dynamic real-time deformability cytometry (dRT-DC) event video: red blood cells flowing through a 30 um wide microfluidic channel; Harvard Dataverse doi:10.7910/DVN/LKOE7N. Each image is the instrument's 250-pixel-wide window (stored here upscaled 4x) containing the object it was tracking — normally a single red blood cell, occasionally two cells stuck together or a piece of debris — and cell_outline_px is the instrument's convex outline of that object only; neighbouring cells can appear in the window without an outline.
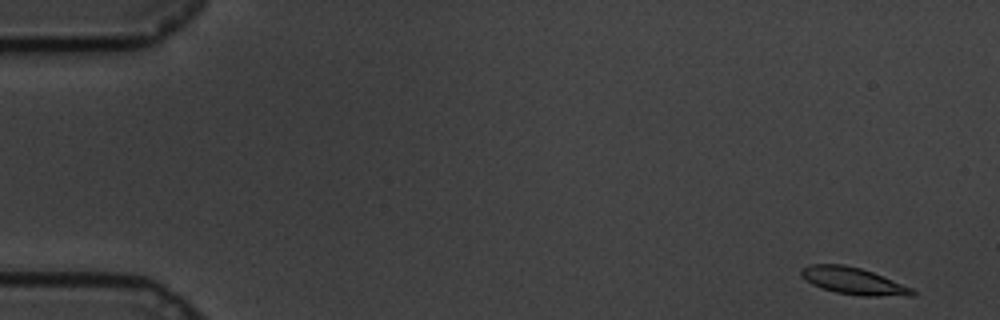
{"species": "common noctule bat (a hibernating species)", "species_latin": "Nyctalus noctula", "temperature_condition": "cold", "stored_images_in_passage": 58, "camera_frame_rate_fps": 3000, "um_per_image_px": 0.085, "animal": {"sex": "male", "body_mass_g": 19.5, "forearm_length_mm": 54.6}, "frame": {"image": 1, "passage_image": 1, "time_ms": 0.0, "image_size_px": [1000, 320], "cell_outline_px": [[916, 296], [860, 296], [836, 292], [820, 288], [812, 284], [800, 276], [800, 268], [812, 264], [844, 264], [860, 268], [872, 272], [912, 288], [916, 292]], "centroid_in_image_um": [72.51, 23.89], "position_along_channel_um": 12.5, "area_um2": 17.51}}
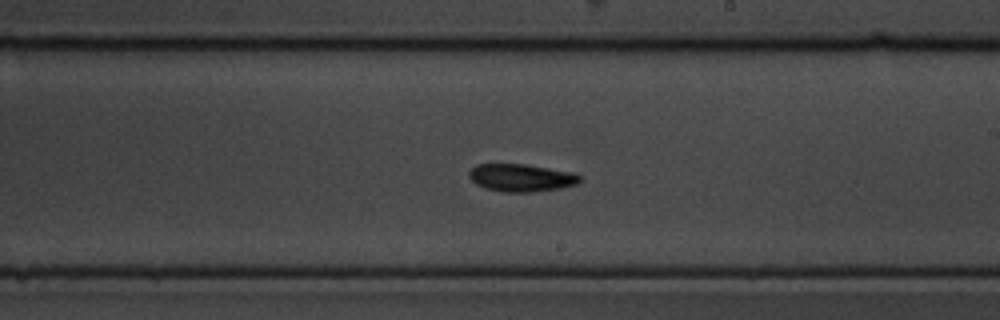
{"frame": {"image": 2, "passage_image": 33, "time_ms": 10.667, "image_size_px": [1000, 320], "cell_outline_px": [[584, 180], [576, 184], [560, 188], [532, 192], [504, 192], [484, 188], [476, 184], [468, 176], [468, 172], [476, 164], [524, 164], [576, 172]], "centroid_in_image_um": [44.33, 15.1], "position_along_channel_um": 244.7, "area_um2": 18.03}}
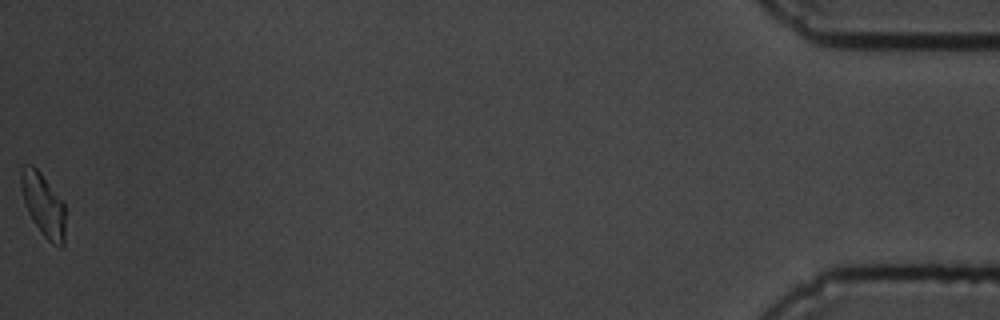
{"frame": {"image": 3, "passage_image": 58, "time_ms": 19.0, "image_size_px": [1000, 320], "cell_outline_px": [[64, 244], [60, 248], [52, 244], [44, 236], [32, 220], [24, 204], [20, 188], [20, 168], [24, 164], [32, 164], [40, 172], [64, 204]], "centroid_in_image_um": [3.64, 17.39], "position_along_channel_um": 431.6, "area_um2": 16.3}, "authors_computed_cell_mechanics": {"area_um2": 17.34, "velocity_mm_per_s": 3.3632, "shape_relaxation_time_tau1_ms": 2.0314, "shape_relaxation_time_tau2_ms": 7.0965, "deformation_change_tau1": 0.1341, "deformation_change_tau2": 0.1293}}